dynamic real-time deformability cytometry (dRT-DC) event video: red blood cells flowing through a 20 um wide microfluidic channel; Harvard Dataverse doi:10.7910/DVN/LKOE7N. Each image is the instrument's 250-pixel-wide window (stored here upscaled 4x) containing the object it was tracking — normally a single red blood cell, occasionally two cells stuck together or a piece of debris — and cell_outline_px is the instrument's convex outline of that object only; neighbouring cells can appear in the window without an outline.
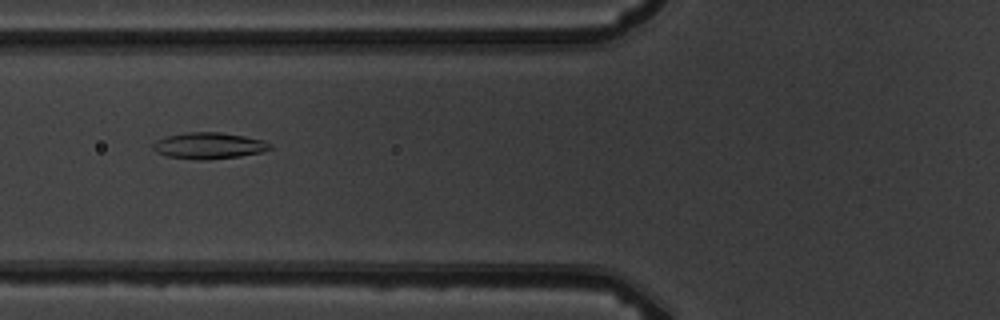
{"species": "common noctule bat (a hibernating species)", "species_latin": "Nyctalus noctula", "temperature_condition": "warm", "stored_images_in_passage": 9, "camera_frame_rate_fps": 3000, "um_per_image_px": 0.085, "animal": {"sex": "male", "body_mass_g": 19.5, "forearm_length_mm": 54.6}, "frame": {"image": 1, "passage_image": 7, "time_ms": 7.0, "image_size_px": [1000, 320], "cell_outline_px": [[272, 148], [260, 152], [240, 156], [208, 160], [196, 160], [168, 156], [156, 152], [152, 148], [152, 144], [156, 140], [168, 136], [184, 132], [220, 132], [244, 136], [264, 140], [272, 144]], "centroid_in_image_um": [17.75, 12.38], "position_along_channel_um": 108.1, "area_um2": 18.03}}
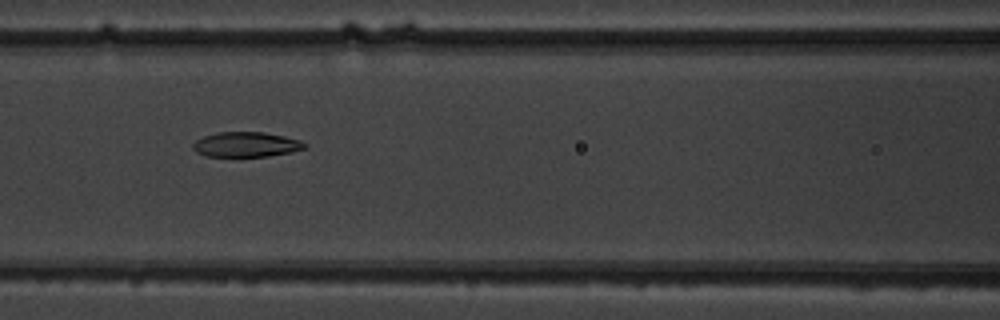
{"frame": {"image": 2, "passage_image": 8, "time_ms": 8.0, "image_size_px": [1000, 320], "cell_outline_px": [[308, 148], [292, 152], [268, 156], [204, 156], [196, 152], [192, 148], [192, 144], [196, 140], [204, 136], [216, 132], [264, 132], [284, 136], [300, 140], [308, 144]], "centroid_in_image_um": [20.94, 12.28], "position_along_channel_um": 145.7, "area_um2": 16.42}}
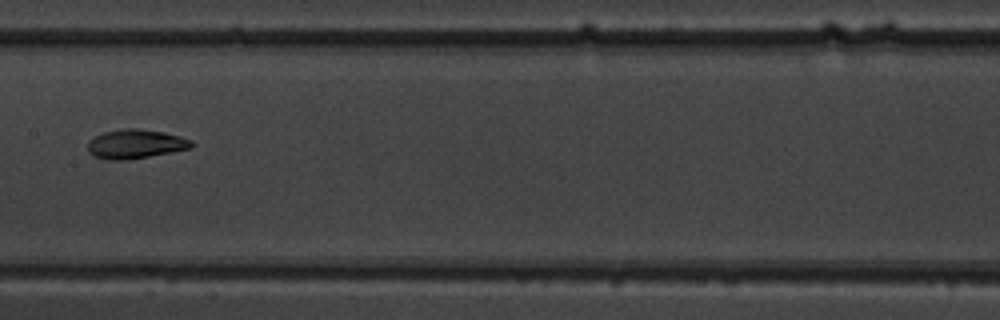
{"frame": {"image": 3, "passage_image": 9, "time_ms": 9.333, "image_size_px": [1000, 320], "cell_outline_px": [[196, 144], [192, 148], [148, 156], [124, 160], [104, 160], [88, 152], [88, 140], [104, 132], [124, 128], [136, 128], [164, 132], [180, 136], [192, 140]], "centroid_in_image_um": [11.53, 12.23], "position_along_channel_um": 195.9, "area_um2": 17.63}}